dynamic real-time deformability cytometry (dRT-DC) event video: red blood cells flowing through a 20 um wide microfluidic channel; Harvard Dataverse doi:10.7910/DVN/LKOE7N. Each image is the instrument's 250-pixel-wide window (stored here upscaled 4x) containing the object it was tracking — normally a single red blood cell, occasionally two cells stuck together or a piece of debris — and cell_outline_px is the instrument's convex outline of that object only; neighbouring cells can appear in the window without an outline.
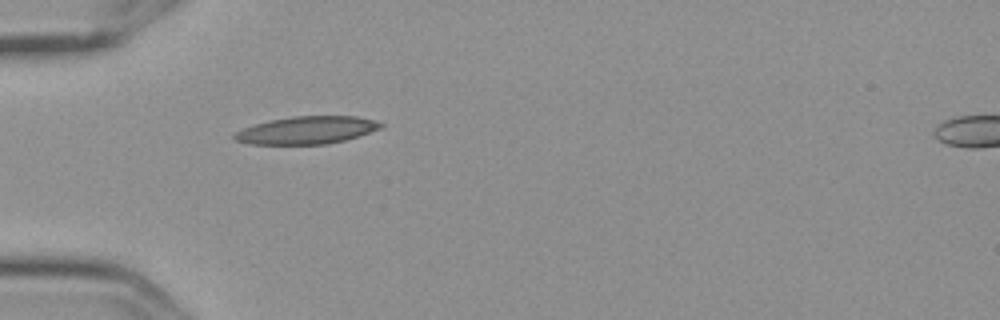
{"species": "Egyptian fruit bat (a non-hibernating species)", "species_latin": "Rousettus aegyptiacus", "temperature_condition": "cold", "stored_images_in_passage": 2, "camera_frame_rate_fps": 3000, "um_per_image_px": 0.085, "frame": {"image": 1, "passage_image": 1, "time_ms": 0.0, "image_size_px": [1000, 320], "cell_outline_px": [[384, 124], [380, 128], [344, 140], [328, 144], [248, 144], [236, 140], [232, 136], [236, 132], [244, 128], [256, 124], [272, 120], [292, 116], [356, 116], [376, 120]], "centroid_in_image_um": [26.07, 11.06], "position_along_channel_um": 58.9, "area_um2": 23.24}}